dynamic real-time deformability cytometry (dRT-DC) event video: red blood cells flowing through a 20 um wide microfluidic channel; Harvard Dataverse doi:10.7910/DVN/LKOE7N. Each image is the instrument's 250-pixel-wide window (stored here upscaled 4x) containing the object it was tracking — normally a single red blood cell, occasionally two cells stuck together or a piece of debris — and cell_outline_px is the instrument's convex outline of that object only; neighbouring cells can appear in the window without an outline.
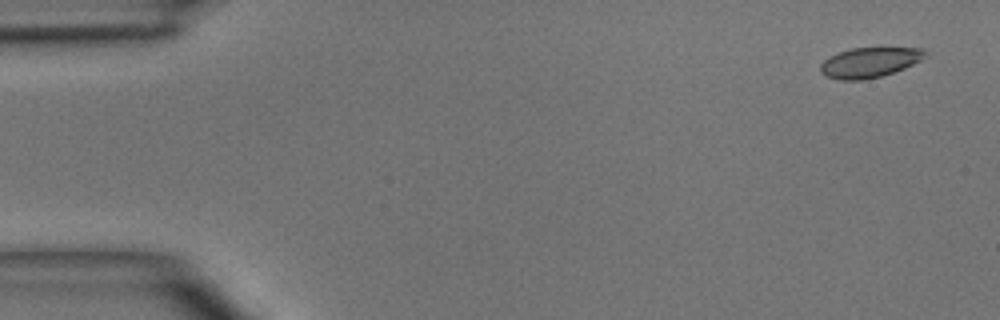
{"species": "common noctule bat (a hibernating species)", "species_latin": "Nyctalus noctula", "temperature_condition": "room temperature", "stored_images_in_passage": 4, "camera_frame_rate_fps": 3000, "um_per_image_px": 0.085, "animal": {"sex": "male", "body_mass_g": 15.6}, "frame": {"image": 1, "passage_image": 1, "time_ms": 0.0, "image_size_px": [1000, 320], "cell_outline_px": [[928, 56], [904, 68], [880, 76], [864, 80], [840, 80], [828, 76], [820, 72], [820, 64], [828, 56], [852, 48], [924, 48], [928, 52]], "centroid_in_image_um": [73.92, 5.3], "position_along_channel_um": 11.1, "area_um2": 18.26}}
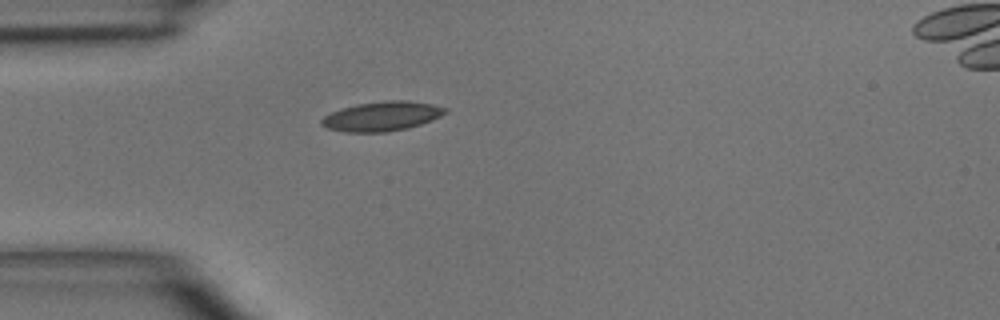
{"frame": {"image": 2, "passage_image": 4, "time_ms": 3.667, "image_size_px": [1000, 320], "cell_outline_px": [[448, 112], [432, 120], [408, 128], [388, 132], [344, 132], [328, 128], [320, 124], [320, 120], [324, 116], [332, 112], [356, 104], [388, 100], [408, 100], [432, 104], [448, 108]], "centroid_in_image_um": [32.48, 9.88], "position_along_channel_um": 52.5, "area_um2": 21.27}}